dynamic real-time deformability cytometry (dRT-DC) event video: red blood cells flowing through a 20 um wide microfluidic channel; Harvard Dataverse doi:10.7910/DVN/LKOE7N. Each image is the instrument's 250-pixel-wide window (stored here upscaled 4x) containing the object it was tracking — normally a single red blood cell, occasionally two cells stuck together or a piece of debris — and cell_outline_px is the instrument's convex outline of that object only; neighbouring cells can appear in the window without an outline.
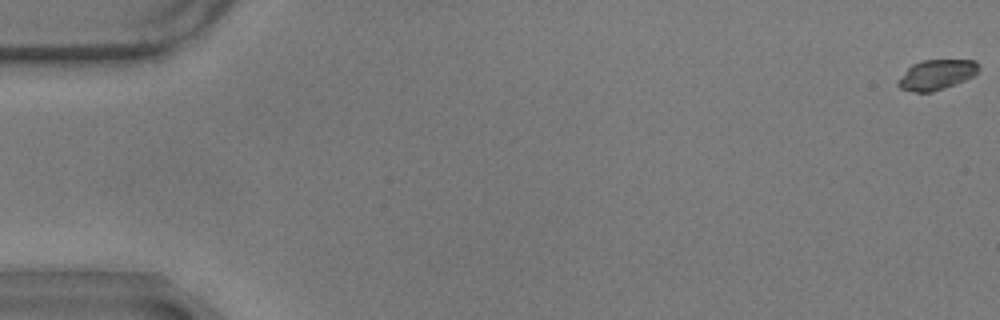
{"species": "common noctule bat (a hibernating species)", "species_latin": "Nyctalus noctula", "temperature_condition": "warm", "stored_images_in_passage": 59, "camera_frame_rate_fps": 3000, "um_per_image_px": 0.085, "animal": {"sex": "male", "body_mass_g": 17.9}, "frame": {"image": 1, "passage_image": 1, "time_ms": 0.0, "image_size_px": [1000, 320], "cell_outline_px": [[980, 68], [972, 76], [964, 80], [944, 88], [932, 92], [916, 92], [900, 88], [896, 84], [908, 68], [912, 64], [920, 60], [976, 60]], "centroid_in_image_um": [79.6, 6.34], "position_along_channel_um": 5.4, "area_um2": 13.93}}
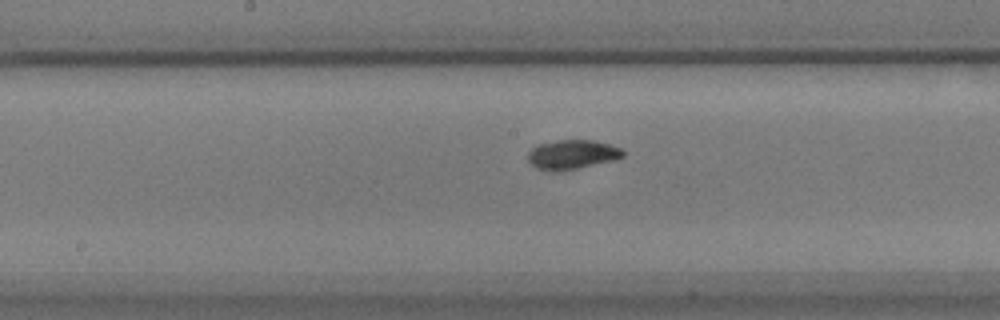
{"frame": {"image": 2, "passage_image": 31, "time_ms": 10.0, "image_size_px": [1000, 320], "cell_outline_px": [[624, 156], [612, 160], [560, 172], [552, 172], [536, 168], [528, 160], [528, 152], [532, 148], [540, 144], [560, 140], [592, 140], [608, 144], [620, 148], [624, 152]], "centroid_in_image_um": [48.6, 13.15], "position_along_channel_um": 199.6, "area_um2": 16.07}}
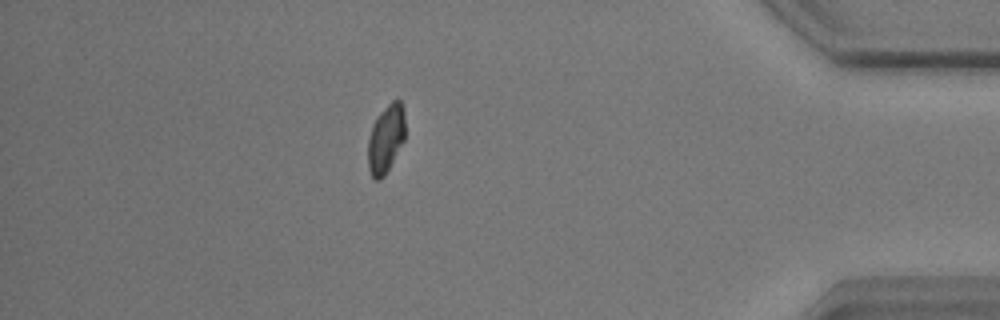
{"frame": {"image": 3, "passage_image": 52, "time_ms": 17.0, "image_size_px": [1000, 320], "cell_outline_px": [[404, 140], [384, 176], [380, 180], [376, 180], [372, 176], [368, 168], [368, 140], [372, 124], [376, 116], [396, 96], [400, 100], [404, 108]], "centroid_in_image_um": [32.79, 11.75], "position_along_channel_um": 402.4, "area_um2": 14.85}, "authors_computed_cell_mechanics": {"area_um2": 14.9124, "velocity_mm_per_s": 3.4873, "shape_relaxation_time_tau1_ms": 2.9893, "shape_relaxation_time_tau2_ms": 1.8848, "deformation_change_tau1": 0.1277, "deformation_change_tau2": 0.0438}}